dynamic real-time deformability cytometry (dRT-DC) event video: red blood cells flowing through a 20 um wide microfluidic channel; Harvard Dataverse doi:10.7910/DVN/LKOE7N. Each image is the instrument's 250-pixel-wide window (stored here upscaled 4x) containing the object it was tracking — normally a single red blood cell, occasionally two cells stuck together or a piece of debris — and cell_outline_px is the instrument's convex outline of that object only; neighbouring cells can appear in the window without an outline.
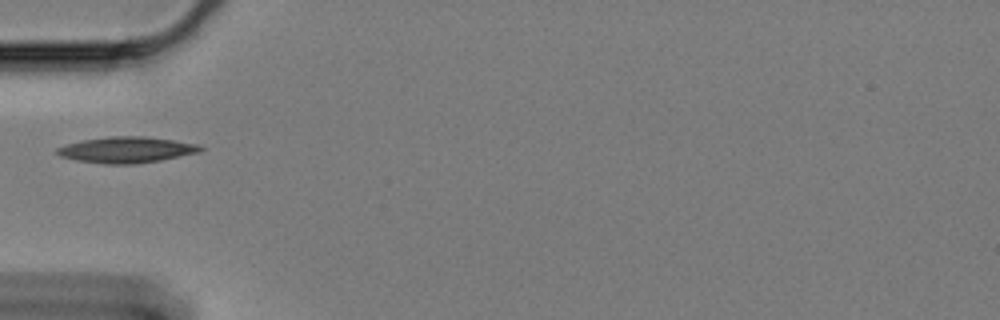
{"species": "Egyptian fruit bat (a non-hibernating species)", "species_latin": "Rousettus aegyptiacus", "temperature_condition": "cold", "stored_images_in_passage": 14, "camera_frame_rate_fps": 3000, "um_per_image_px": 0.085, "animal": {"sex": "female"}, "frame": {"image": 1, "passage_image": 1, "time_ms": 0.0, "image_size_px": [1000, 320], "cell_outline_px": [[204, 148], [200, 152], [160, 160], [136, 164], [104, 164], [76, 160], [60, 156], [56, 152], [56, 148], [80, 140], [108, 136], [144, 136], [200, 144]], "centroid_in_image_um": [10.75, 12.73], "position_along_channel_um": 74.2, "area_um2": 21.79}}
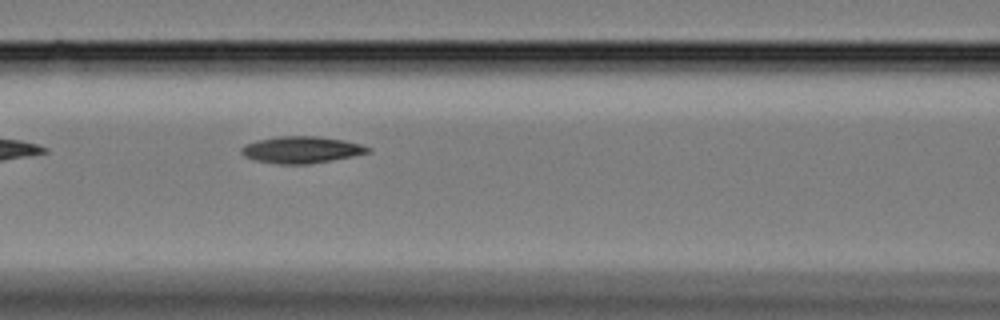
{"frame": {"image": 2, "passage_image": 7, "time_ms": 2.0, "image_size_px": [1000, 320], "cell_outline_px": [[372, 152], [352, 156], [308, 164], [276, 164], [256, 160], [244, 156], [240, 152], [240, 148], [244, 144], [256, 140], [276, 136], [320, 136], [344, 140], [360, 144], [372, 148]], "centroid_in_image_um": [25.6, 12.72], "position_along_channel_um": 141.0, "area_um2": 19.88}}